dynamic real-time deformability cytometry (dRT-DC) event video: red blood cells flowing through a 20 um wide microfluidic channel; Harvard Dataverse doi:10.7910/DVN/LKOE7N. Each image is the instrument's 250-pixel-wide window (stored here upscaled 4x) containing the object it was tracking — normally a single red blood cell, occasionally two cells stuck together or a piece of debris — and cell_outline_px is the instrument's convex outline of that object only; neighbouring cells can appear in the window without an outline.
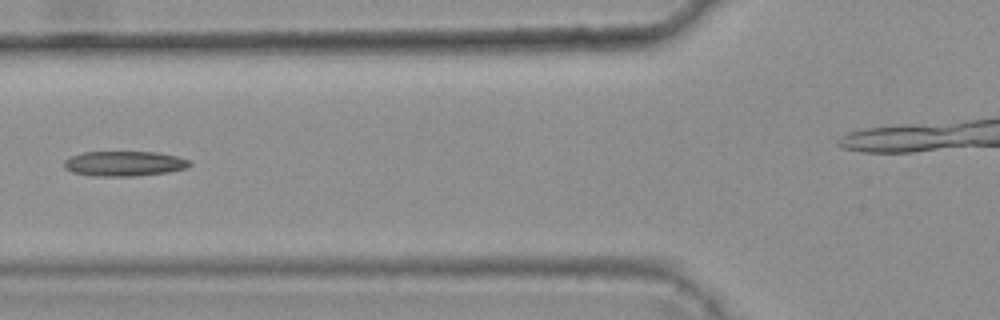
{"species": "common noctule bat (a hibernating species)", "species_latin": "Nyctalus noctula", "temperature_condition": "warm", "stored_images_in_passage": 7, "camera_frame_rate_fps": 3000, "um_per_image_px": 0.085, "animal": {"sex": "female", "body_mass_g": 25.1}, "frame": {"image": 1, "passage_image": 6, "time_ms": 1.667, "image_size_px": [1000, 320], "cell_outline_px": [[192, 164], [188, 168], [168, 172], [136, 176], [88, 176], [72, 172], [64, 168], [64, 160], [72, 156], [84, 152], [156, 152], [176, 156], [188, 160]], "centroid_in_image_um": [10.55, 13.91], "position_along_channel_um": 115.3, "area_um2": 18.38}}